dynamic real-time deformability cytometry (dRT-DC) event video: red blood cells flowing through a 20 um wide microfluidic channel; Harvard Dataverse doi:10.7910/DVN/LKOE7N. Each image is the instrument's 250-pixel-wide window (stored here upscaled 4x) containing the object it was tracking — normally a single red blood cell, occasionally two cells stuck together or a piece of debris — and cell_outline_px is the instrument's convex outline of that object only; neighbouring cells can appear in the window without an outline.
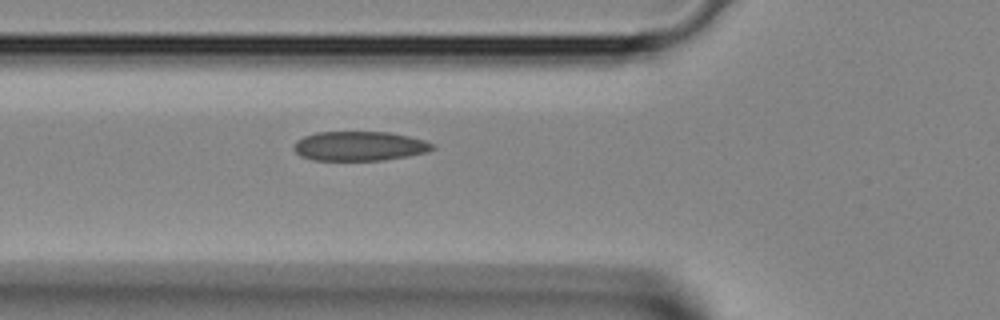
{"species": "Egyptian fruit bat (a non-hibernating species)", "species_latin": "Rousettus aegyptiacus", "temperature_condition": "room temperature", "stored_images_in_passage": 7, "camera_frame_rate_fps": 3000, "um_per_image_px": 0.085, "animal": {"sex": "female"}, "frame": {"image": 1, "passage_image": 2, "time_ms": 0.333, "image_size_px": [1000, 320], "cell_outline_px": [[436, 148], [428, 152], [408, 156], [384, 160], [312, 160], [300, 156], [292, 148], [296, 140], [304, 136], [316, 132], [388, 132], [408, 136], [424, 140], [436, 144]], "centroid_in_image_um": [30.56, 12.42], "position_along_channel_um": 95.2, "area_um2": 23.99}}
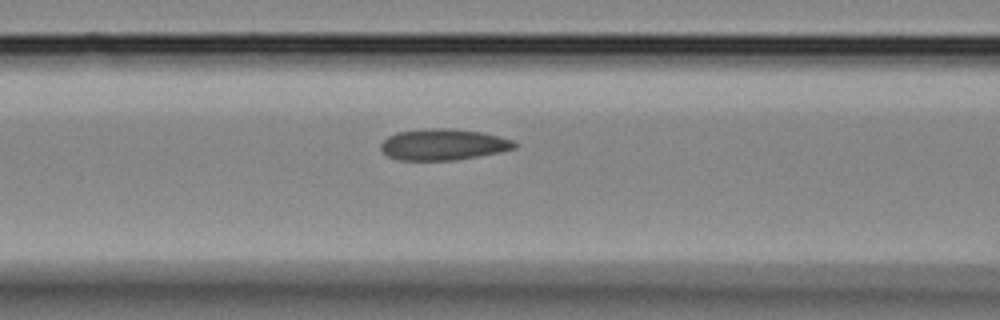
{"frame": {"image": 2, "passage_image": 4, "time_ms": 1.0, "image_size_px": [1000, 320], "cell_outline_px": [[520, 144], [516, 148], [500, 152], [456, 160], [400, 160], [388, 156], [380, 148], [380, 144], [388, 136], [396, 132], [424, 128], [448, 128], [480, 132], [512, 140]], "centroid_in_image_um": [37.67, 12.28], "position_along_channel_um": 128.9, "area_um2": 24.33}}
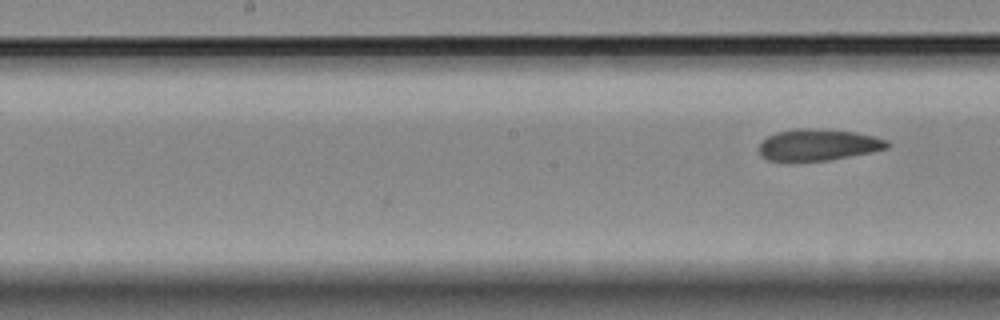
{"frame": {"image": 3, "passage_image": 7, "time_ms": 2.0, "image_size_px": [1000, 320], "cell_outline_px": [[892, 144], [888, 148], [828, 160], [796, 164], [792, 164], [768, 160], [760, 152], [760, 144], [768, 136], [776, 132], [792, 128], [808, 128], [856, 132], [888, 140]], "centroid_in_image_um": [69.5, 12.34], "position_along_channel_um": 178.7, "area_um2": 23.99}}